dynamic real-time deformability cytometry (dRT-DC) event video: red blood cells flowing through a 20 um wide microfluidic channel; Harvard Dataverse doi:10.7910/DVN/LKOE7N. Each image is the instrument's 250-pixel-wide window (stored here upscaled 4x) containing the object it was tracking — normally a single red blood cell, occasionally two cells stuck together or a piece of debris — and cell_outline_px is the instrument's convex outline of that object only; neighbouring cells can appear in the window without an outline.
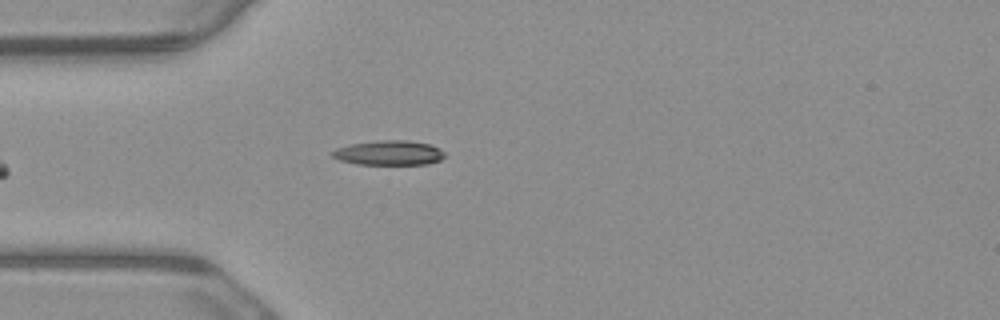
{"species": "common noctule bat (a hibernating species)", "species_latin": "Nyctalus noctula", "temperature_condition": "warm", "stored_images_in_passage": 5, "camera_frame_rate_fps": 3000, "um_per_image_px": 0.085, "animal": {"sex": "male", "body_mass_g": 23.1, "forearm_length_mm": 52.7}, "frame": {"image": 1, "passage_image": 5, "time_ms": 1.333, "image_size_px": [1000, 320], "cell_outline_px": [[444, 156], [440, 160], [428, 164], [356, 164], [340, 160], [332, 156], [332, 152], [336, 148], [352, 144], [380, 140], [408, 140], [432, 144], [440, 148], [444, 152]], "centroid_in_image_um": [33.1, 12.98], "position_along_channel_um": 51.9, "area_um2": 16.13}}